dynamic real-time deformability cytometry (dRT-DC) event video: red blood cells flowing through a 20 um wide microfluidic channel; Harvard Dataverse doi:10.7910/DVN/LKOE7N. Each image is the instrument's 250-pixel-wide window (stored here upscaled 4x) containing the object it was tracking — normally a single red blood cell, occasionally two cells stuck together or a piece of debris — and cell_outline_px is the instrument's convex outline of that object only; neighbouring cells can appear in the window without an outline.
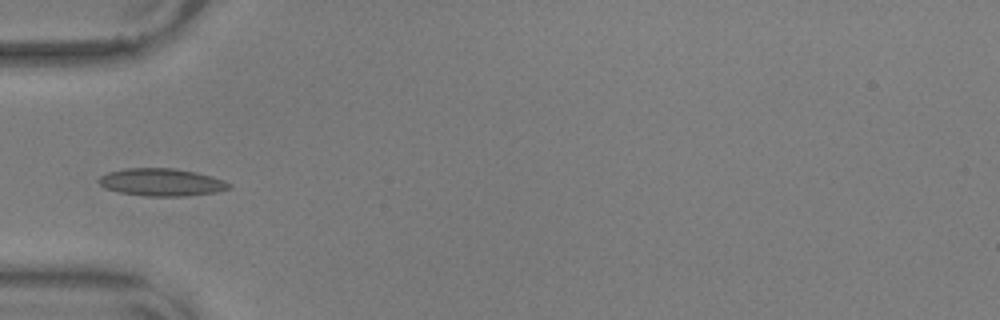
{"species": "common noctule bat (a hibernating species)", "species_latin": "Nyctalus noctula", "temperature_condition": "warm", "stored_images_in_passage": 38, "camera_frame_rate_fps": 3000, "um_per_image_px": 0.085, "animal": {"sex": "male", "body_mass_g": 17.9, "forearm_length_mm": 54.2}, "frame": {"image": 1, "passage_image": 1, "time_ms": 0.0, "image_size_px": [1000, 320], "cell_outline_px": [[232, 188], [216, 192], [184, 196], [144, 196], [120, 192], [104, 188], [96, 180], [100, 176], [108, 172], [128, 168], [176, 168], [196, 172], [212, 176], [224, 180], [232, 184]], "centroid_in_image_um": [13.75, 15.49], "position_along_channel_um": 71.3, "area_um2": 21.04}}
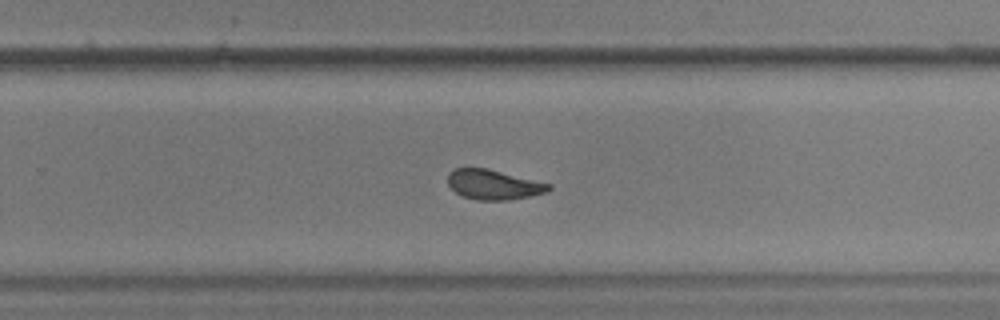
{"frame": {"image": 2, "passage_image": 19, "time_ms": 6.0, "image_size_px": [1000, 320], "cell_outline_px": [[552, 188], [544, 192], [528, 196], [508, 200], [476, 200], [460, 196], [448, 184], [448, 172], [452, 168], [488, 168], [552, 184]], "centroid_in_image_um": [41.92, 15.68], "position_along_channel_um": 287.9, "area_um2": 17.63}}
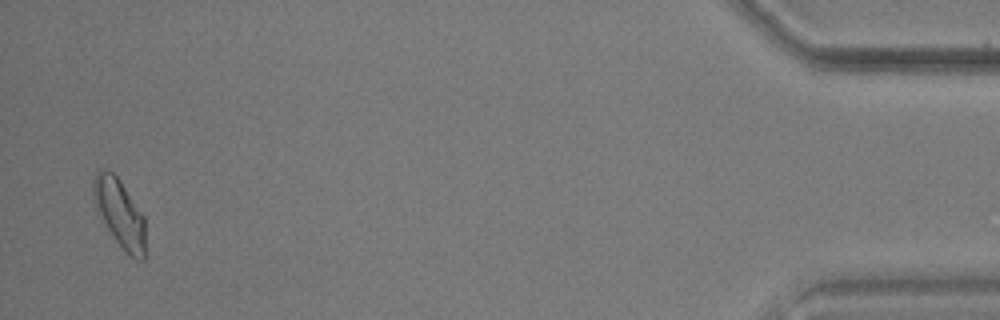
{"frame": {"image": 3, "passage_image": 37, "time_ms": 12.0, "image_size_px": [1000, 320], "cell_outline_px": [[144, 260], [136, 260], [128, 256], [116, 240], [108, 228], [96, 208], [92, 200], [92, 180], [96, 172], [100, 168], [108, 168], [120, 180], [144, 216]], "centroid_in_image_um": [10.14, 18.08], "position_along_channel_um": 425.1, "area_um2": 20.63}, "authors_computed_cell_mechanics": {"area_um2": 18.4382, "velocity_mm_per_s": 3.605, "shape_relaxation_time_tau1_ms": 4.6163, "shape_relaxation_time_tau2_ms": 1.9281, "deformation_change_tau1": 0.157, "deformation_change_tau2": 0.0694}}